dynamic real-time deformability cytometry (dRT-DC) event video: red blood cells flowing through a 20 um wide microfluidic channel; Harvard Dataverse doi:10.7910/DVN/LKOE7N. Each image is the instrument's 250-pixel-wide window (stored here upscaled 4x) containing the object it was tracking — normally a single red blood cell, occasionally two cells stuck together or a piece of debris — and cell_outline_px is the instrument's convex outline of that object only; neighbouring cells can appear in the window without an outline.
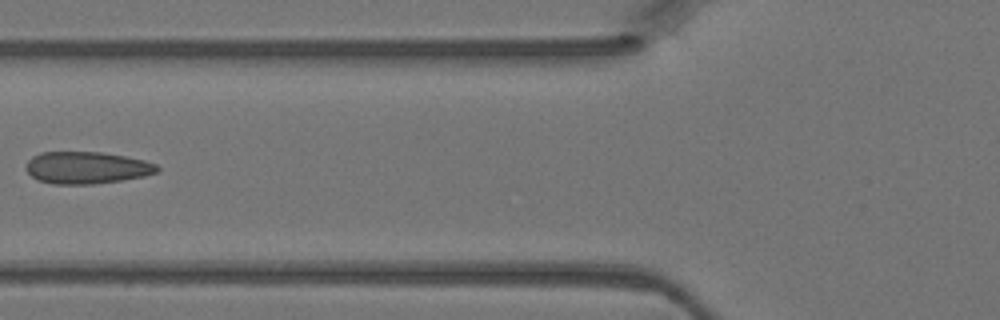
{"species": "Egyptian fruit bat (a non-hibernating species)", "species_latin": "Rousettus aegyptiacus", "temperature_condition": "warm", "stored_images_in_passage": 4, "camera_frame_rate_fps": 3000, "um_per_image_px": 0.085, "animal": {"sex": "female"}, "frame": {"image": 1, "passage_image": 4, "time_ms": 1.0, "image_size_px": [1000, 320], "cell_outline_px": [[160, 168], [156, 172], [144, 176], [120, 180], [92, 184], [52, 184], [36, 180], [24, 168], [28, 160], [32, 156], [40, 152], [104, 152], [144, 160], [156, 164]], "centroid_in_image_um": [7.32, 14.25], "position_along_channel_um": 118.5, "area_um2": 24.57}}